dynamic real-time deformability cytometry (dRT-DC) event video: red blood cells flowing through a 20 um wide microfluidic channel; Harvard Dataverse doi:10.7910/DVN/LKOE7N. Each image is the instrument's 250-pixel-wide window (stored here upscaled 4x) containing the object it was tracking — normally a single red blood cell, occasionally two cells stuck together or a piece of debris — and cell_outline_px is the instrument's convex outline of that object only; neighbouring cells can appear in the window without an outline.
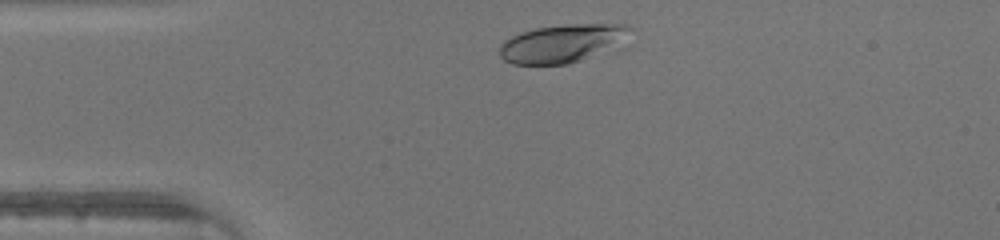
{"species": "human", "species_latin": "Homo sapiens", "temperature_condition": "warm", "stored_images_in_passage": 28, "camera_frame_rate_fps": 3000, "um_per_image_px": 0.085, "donor": {"sex": "male"}, "frame": {"image": 1, "passage_image": 1, "time_ms": 0.0, "image_size_px": [1000, 240], "cell_outline_px": [[632, 28], [580, 60], [568, 64], [512, 64], [504, 60], [500, 56], [500, 44], [504, 40], [520, 32], [536, 28], [564, 24], [628, 24]], "centroid_in_image_um": [47.5, 3.67], "position_along_channel_um": 37.5, "area_um2": 27.11}}
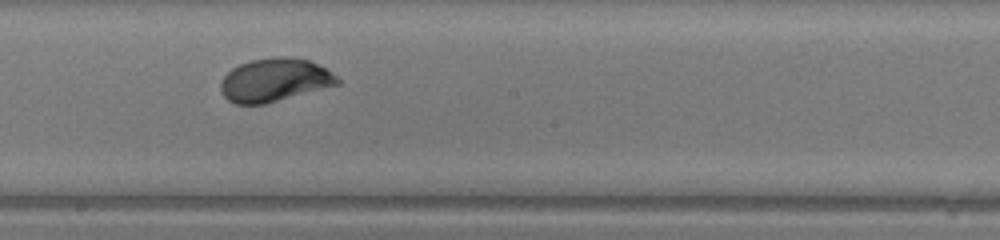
{"frame": {"image": 2, "passage_image": 16, "time_ms": 5.0, "image_size_px": [1000, 240], "cell_outline_px": [[340, 84], [264, 104], [236, 104], [228, 100], [224, 96], [220, 88], [220, 80], [232, 68], [248, 60], [276, 56], [284, 56], [308, 60], [324, 68], [336, 76], [340, 80]], "centroid_in_image_um": [23.3, 6.8], "position_along_channel_um": 224.9, "area_um2": 29.3}}
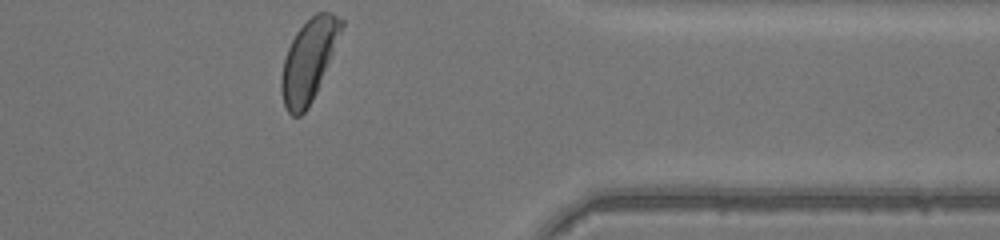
{"frame": {"image": 3, "passage_image": 28, "time_ms": 9.0, "image_size_px": [1000, 240], "cell_outline_px": [[344, 24], [332, 56], [316, 92], [308, 108], [300, 116], [292, 116], [288, 112], [284, 104], [280, 88], [280, 76], [284, 60], [288, 48], [296, 32], [316, 12], [332, 12], [344, 20]], "centroid_in_image_um": [26.24, 5.13], "position_along_channel_um": 385.2, "area_um2": 28.38}}